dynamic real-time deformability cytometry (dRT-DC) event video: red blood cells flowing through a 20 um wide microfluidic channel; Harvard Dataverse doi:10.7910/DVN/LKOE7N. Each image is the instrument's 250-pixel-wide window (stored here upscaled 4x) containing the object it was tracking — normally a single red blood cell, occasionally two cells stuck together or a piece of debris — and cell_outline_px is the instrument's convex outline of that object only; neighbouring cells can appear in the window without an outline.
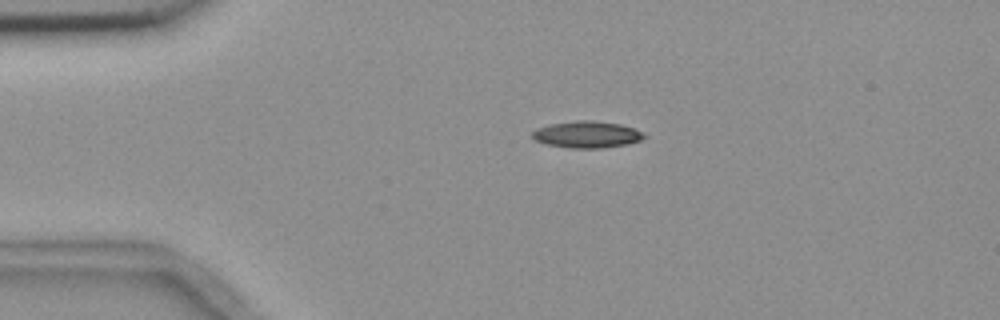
{"species": "common noctule bat (a hibernating species)", "species_latin": "Nyctalus noctula", "temperature_condition": "room temperature", "stored_images_in_passage": 3, "camera_frame_rate_fps": 3000, "um_per_image_px": 0.085, "animal": {"sex": "female", "body_mass_g": 18.4}, "frame": {"image": 1, "passage_image": 2, "time_ms": 1.0, "image_size_px": [1000, 320], "cell_outline_px": [[648, 136], [640, 140], [628, 144], [600, 148], [568, 148], [544, 144], [536, 140], [532, 136], [532, 132], [540, 128], [552, 124], [576, 120], [588, 120], [620, 124], [644, 132]], "centroid_in_image_um": [49.92, 11.44], "position_along_channel_um": 35.1, "area_um2": 17.28}}